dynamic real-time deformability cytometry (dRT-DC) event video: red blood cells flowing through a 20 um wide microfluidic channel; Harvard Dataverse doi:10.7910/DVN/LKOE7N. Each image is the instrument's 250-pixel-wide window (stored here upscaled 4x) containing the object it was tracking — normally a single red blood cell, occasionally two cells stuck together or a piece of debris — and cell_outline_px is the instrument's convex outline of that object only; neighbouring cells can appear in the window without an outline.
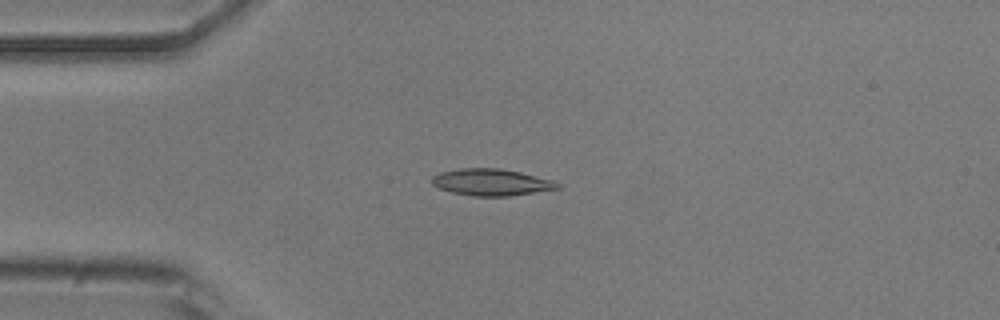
{"species": "common noctule bat (a hibernating species)", "species_latin": "Nyctalus noctula", "temperature_condition": "room temperature", "stored_images_in_passage": 52, "camera_frame_rate_fps": 3000, "um_per_image_px": 0.085, "animal": {"sex": "male", "body_mass_g": 20.5, "forearm_length_mm": 52.5}, "frame": {"image": 1, "passage_image": 13, "time_ms": 4.0, "image_size_px": [1000, 320], "cell_outline_px": [[560, 188], [508, 196], [472, 196], [452, 192], [440, 188], [432, 184], [432, 176], [440, 172], [460, 168], [500, 168], [520, 172], [552, 180], [560, 184]], "centroid_in_image_um": [41.74, 15.48], "position_along_channel_um": 43.3, "area_um2": 19.42}}
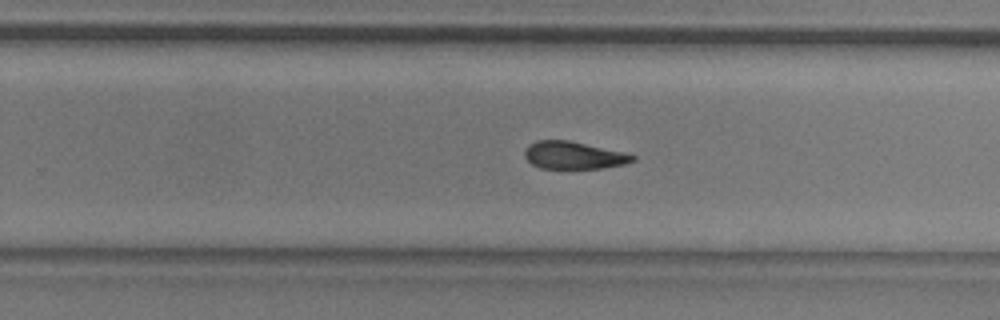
{"frame": {"image": 2, "passage_image": 33, "time_ms": 10.667, "image_size_px": [1000, 320], "cell_outline_px": [[636, 160], [624, 164], [600, 168], [540, 168], [532, 164], [524, 156], [524, 152], [528, 144], [536, 140], [568, 140], [620, 152], [636, 156]], "centroid_in_image_um": [48.7, 13.2], "position_along_channel_um": 281.1, "area_um2": 16.99}}
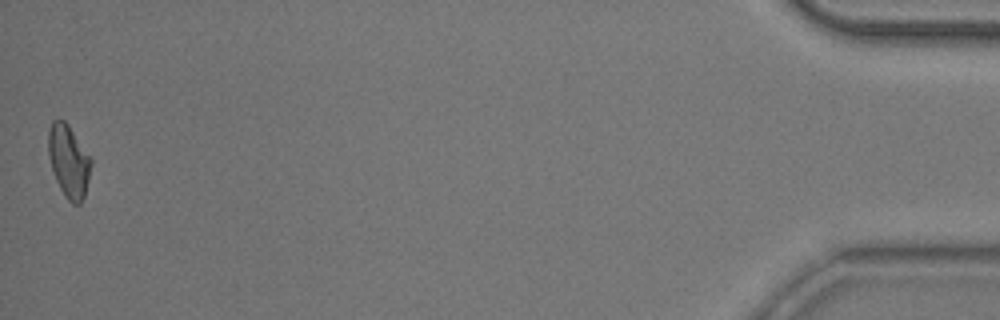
{"frame": {"image": 3, "passage_image": 52, "time_ms": 17.0, "image_size_px": [1000, 320], "cell_outline_px": [[92, 164], [84, 196], [80, 204], [72, 204], [64, 196], [56, 180], [48, 156], [48, 132], [52, 120], [64, 120], [68, 124], [92, 160]], "centroid_in_image_um": [5.83, 13.7], "position_along_channel_um": 429.4, "area_um2": 17.92}, "authors_computed_cell_mechanics": {"area_um2": 18.4382, "velocity_mm_per_s": 3.8494, "shape_relaxation_time_tau1_ms": 5.0142, "shape_relaxation_time_tau2_ms": 9.1571, "deformation_change_tau1": 0.1472, "deformation_change_tau2": 0.182}}